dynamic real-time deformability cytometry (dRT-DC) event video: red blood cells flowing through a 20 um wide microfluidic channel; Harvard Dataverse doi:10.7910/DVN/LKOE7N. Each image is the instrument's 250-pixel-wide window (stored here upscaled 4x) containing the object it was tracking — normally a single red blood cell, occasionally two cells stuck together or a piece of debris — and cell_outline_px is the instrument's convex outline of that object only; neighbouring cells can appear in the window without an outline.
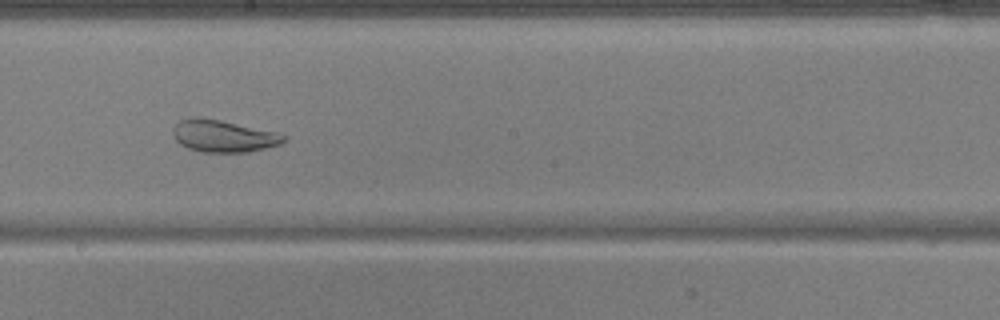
{"species": "common noctule bat (a hibernating species)", "species_latin": "Nyctalus noctula", "temperature_condition": "warm", "stored_images_in_passage": 53, "camera_frame_rate_fps": 3000, "um_per_image_px": 0.085, "animal": {"sex": "male", "body_mass_g": 17.9, "forearm_length_mm": 54.2}, "frame": {"image": 1, "passage_image": 30, "time_ms": 9.667, "image_size_px": [1000, 320], "cell_outline_px": [[288, 140], [280, 144], [248, 152], [200, 152], [188, 148], [180, 144], [176, 140], [172, 132], [172, 128], [180, 120], [196, 116], [220, 120], [276, 132], [288, 136]], "centroid_in_image_um": [18.98, 11.56], "position_along_channel_um": 229.2, "area_um2": 20.75}}
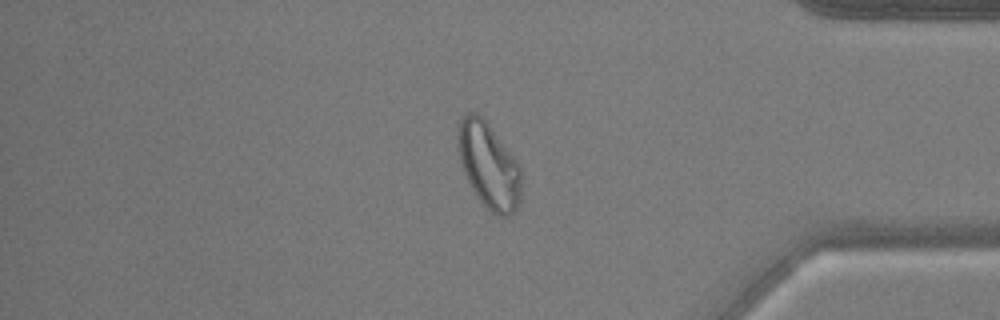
{"frame": {"image": 2, "passage_image": 45, "time_ms": 14.667, "image_size_px": [1000, 320], "cell_outline_px": [[520, 200], [516, 208], [508, 216], [500, 216], [492, 212], [480, 200], [472, 188], [464, 172], [456, 148], [456, 128], [460, 116], [468, 112], [476, 112], [488, 124], [516, 160], [520, 168]], "centroid_in_image_um": [41.49, 14.01], "position_along_channel_um": 393.7, "area_um2": 31.44}}
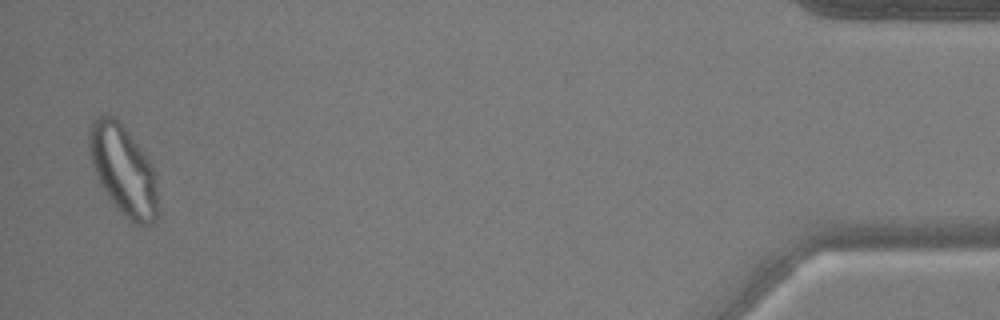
{"frame": {"image": 3, "passage_image": 52, "time_ms": 17.0, "image_size_px": [1000, 320], "cell_outline_px": [[156, 224], [136, 224], [128, 220], [124, 216], [108, 196], [100, 184], [92, 164], [88, 148], [88, 132], [92, 120], [100, 112], [104, 112], [116, 116], [120, 120], [140, 148], [148, 160], [152, 168], [156, 180]], "centroid_in_image_um": [10.43, 14.38], "position_along_channel_um": 424.8, "area_um2": 35.95}}